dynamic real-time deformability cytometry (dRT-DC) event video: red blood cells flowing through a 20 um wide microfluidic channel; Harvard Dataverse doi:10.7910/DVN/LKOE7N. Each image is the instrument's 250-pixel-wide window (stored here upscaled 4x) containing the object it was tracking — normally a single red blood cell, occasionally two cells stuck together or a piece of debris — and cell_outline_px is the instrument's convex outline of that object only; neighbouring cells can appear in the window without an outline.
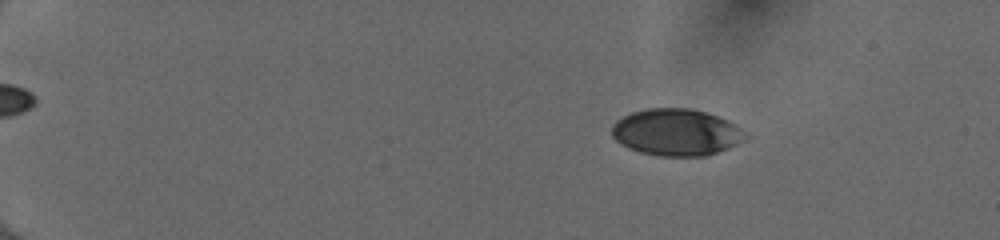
{"species": "human", "species_latin": "Homo sapiens", "temperature_condition": "cold", "stored_images_in_passage": 54, "camera_frame_rate_fps": 3000, "um_per_image_px": 0.085, "donor": {"sex": "female"}, "frame": {"image": 1, "passage_image": 10, "time_ms": 3.0, "image_size_px": [1000, 240], "cell_outline_px": [[748, 136], [736, 144], [728, 148], [704, 156], [660, 156], [640, 152], [628, 148], [620, 144], [612, 136], [612, 124], [616, 120], [632, 112], [648, 108], [688, 108], [704, 112], [728, 120], [736, 124], [748, 132]], "centroid_in_image_um": [57.48, 11.24], "position_along_channel_um": 27.5, "area_um2": 36.47}}
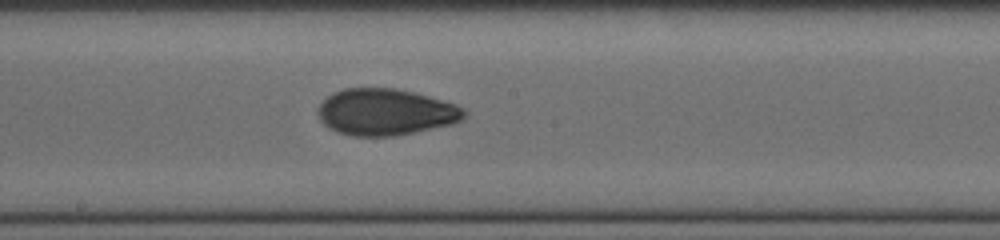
{"frame": {"image": 2, "passage_image": 33, "time_ms": 10.667, "image_size_px": [1000, 240], "cell_outline_px": [[464, 120], [452, 124], [396, 136], [352, 136], [336, 132], [328, 128], [320, 120], [316, 112], [316, 108], [332, 92], [344, 88], [396, 88], [428, 96], [456, 104], [464, 108]], "centroid_in_image_um": [32.74, 9.53], "position_along_channel_um": 215.5, "area_um2": 39.88}}
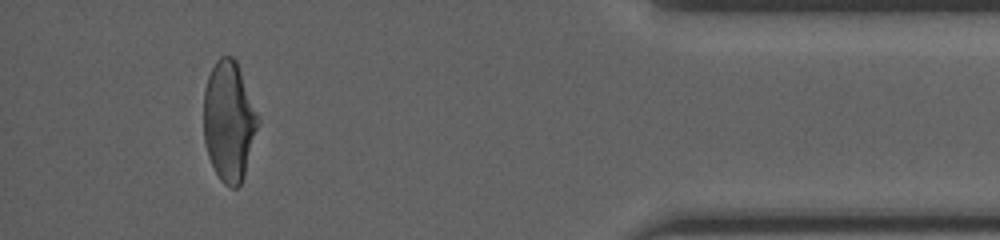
{"frame": {"image": 3, "passage_image": 51, "time_ms": 16.667, "image_size_px": [1000, 240], "cell_outline_px": [[260, 124], [244, 176], [240, 184], [236, 188], [232, 188], [224, 184], [220, 180], [208, 156], [204, 140], [204, 88], [208, 76], [216, 60], [220, 56], [232, 56], [236, 60], [260, 116]], "centroid_in_image_um": [19.49, 10.29], "position_along_channel_um": 415.7, "area_um2": 38.44}, "authors_computed_cell_mechanics": {"area_um2": 38.3503, "velocity_mm_per_s": 4.0244, "shape_relaxation_time_tau1_ms": 4.4698, "shape_relaxation_time_tau2_ms": 2.033, "deformation_change_tau1": 0.1606, "deformation_change_tau2": 0.0693}}